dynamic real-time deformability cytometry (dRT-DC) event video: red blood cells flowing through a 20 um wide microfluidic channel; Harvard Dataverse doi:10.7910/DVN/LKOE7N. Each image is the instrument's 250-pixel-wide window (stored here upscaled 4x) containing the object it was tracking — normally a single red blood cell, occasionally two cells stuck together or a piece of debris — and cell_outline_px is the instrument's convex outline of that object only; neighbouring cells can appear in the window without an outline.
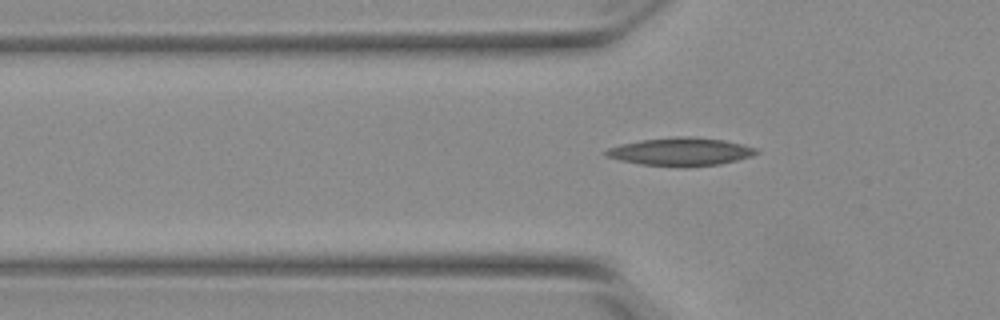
{"species": "Egyptian fruit bat (a non-hibernating species)", "species_latin": "Rousettus aegyptiacus", "temperature_condition": "warm", "stored_images_in_passage": 35, "camera_frame_rate_fps": 3000, "um_per_image_px": 0.085, "animal": {"sex": "female"}, "frame": {"image": 1, "passage_image": 5, "time_ms": 1.333, "image_size_px": [1000, 320], "cell_outline_px": [[760, 152], [752, 156], [720, 164], [688, 168], [684, 168], [640, 164], [620, 160], [608, 156], [604, 152], [608, 148], [620, 144], [640, 140], [672, 136], [692, 136], [724, 140], [756, 148]], "centroid_in_image_um": [57.86, 12.9], "position_along_channel_um": 67.9, "area_um2": 24.85}}
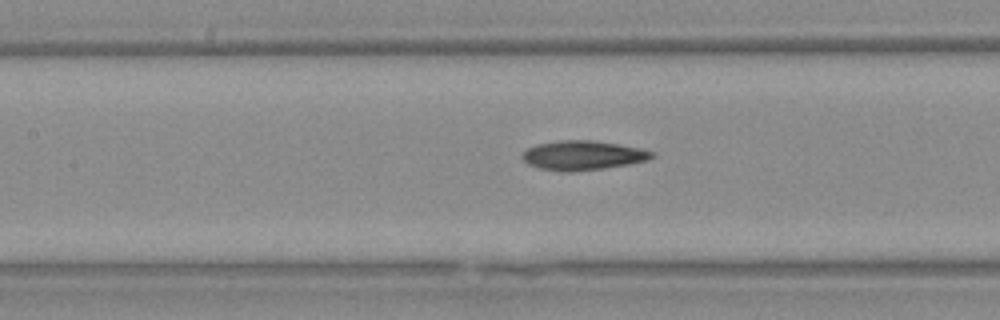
{"frame": {"image": 2, "passage_image": 12, "time_ms": 3.667, "image_size_px": [1000, 320], "cell_outline_px": [[656, 156], [648, 160], [628, 164], [604, 168], [568, 172], [564, 172], [540, 168], [528, 164], [520, 156], [528, 148], [536, 144], [560, 140], [592, 140], [620, 144], [640, 148], [656, 152]], "centroid_in_image_um": [49.57, 13.2], "position_along_channel_um": 157.8, "area_um2": 22.25}}
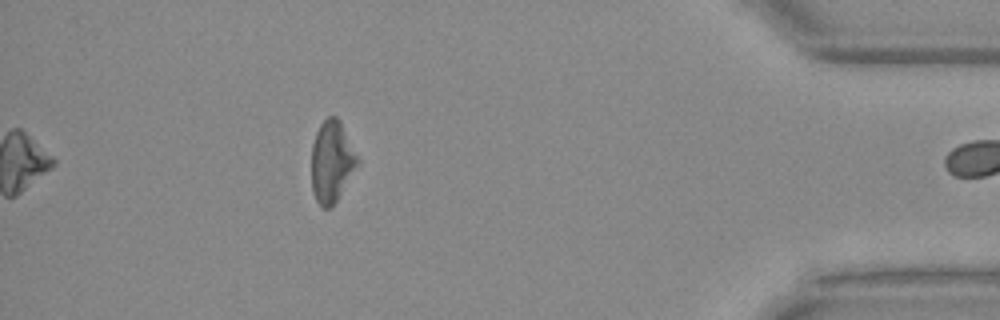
{"frame": {"image": 3, "passage_image": 35, "time_ms": 11.333, "image_size_px": [1000, 320], "cell_outline_px": [[360, 160], [332, 208], [324, 208], [316, 200], [312, 192], [312, 144], [316, 132], [320, 124], [328, 116], [336, 116], [340, 120]], "centroid_in_image_um": [28.19, 13.72], "position_along_channel_um": 407.0, "area_um2": 21.73}, "authors_computed_cell_mechanics": {"area_um2": 22.0218, "velocity_mm_per_s": 3.8601, "shape_relaxation_time_tau1_ms": 7.5412, "shape_relaxation_time_tau2_ms": 5.2752, "deformation_change_tau1": 0.1815, "deformation_change_tau2": 0.1648}}